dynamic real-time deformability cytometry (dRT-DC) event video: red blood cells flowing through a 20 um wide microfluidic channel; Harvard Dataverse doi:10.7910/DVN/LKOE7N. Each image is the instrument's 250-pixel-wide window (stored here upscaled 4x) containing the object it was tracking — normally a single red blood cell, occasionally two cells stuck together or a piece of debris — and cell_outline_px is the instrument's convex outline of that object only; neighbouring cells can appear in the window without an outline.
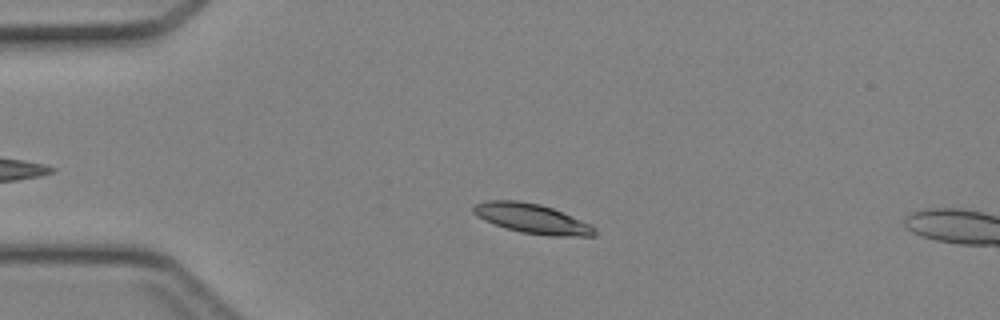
{"species": "Egyptian fruit bat (a non-hibernating species)", "species_latin": "Rousettus aegyptiacus", "temperature_condition": "cold", "stored_images_in_passage": 4, "camera_frame_rate_fps": 3000, "um_per_image_px": 0.085, "animal": {"sex": "female"}, "frame": {"image": 1, "passage_image": 1, "time_ms": 0.0, "image_size_px": [1000, 320], "cell_outline_px": [[596, 236], [548, 236], [520, 232], [504, 228], [476, 216], [472, 212], [472, 208], [476, 204], [488, 200], [516, 200], [540, 204], [552, 208], [592, 224], [596, 228]], "centroid_in_image_um": [45.24, 18.59], "position_along_channel_um": 39.8, "area_um2": 21.1}}